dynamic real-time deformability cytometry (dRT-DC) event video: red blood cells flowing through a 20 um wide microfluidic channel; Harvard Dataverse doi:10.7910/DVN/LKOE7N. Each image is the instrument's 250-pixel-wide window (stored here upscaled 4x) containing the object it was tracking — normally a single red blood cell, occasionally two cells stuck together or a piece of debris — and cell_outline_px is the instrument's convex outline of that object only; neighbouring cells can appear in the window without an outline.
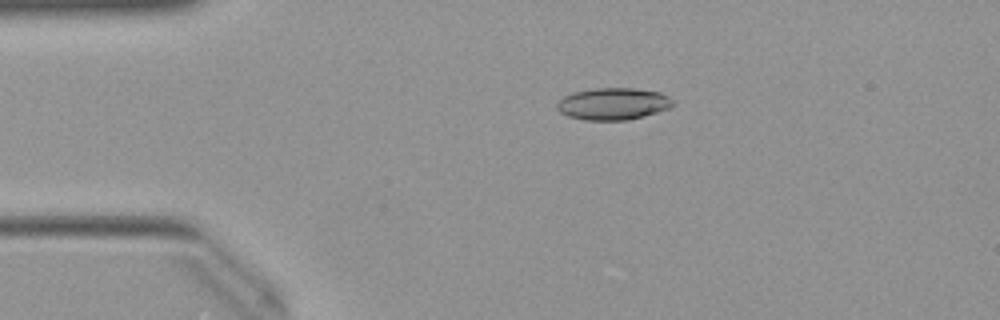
{"species": "Egyptian fruit bat (a non-hibernating species)", "species_latin": "Rousettus aegyptiacus", "temperature_condition": "warm", "stored_images_in_passage": 50, "camera_frame_rate_fps": 3000, "um_per_image_px": 0.085, "animal": {"sex": "female"}, "frame": {"image": 1, "passage_image": 10, "time_ms": 3.0, "image_size_px": [1000, 320], "cell_outline_px": [[676, 104], [668, 108], [656, 112], [628, 120], [584, 120], [568, 116], [560, 112], [556, 108], [556, 104], [564, 96], [572, 92], [596, 88], [636, 88], [660, 92], [668, 96]], "centroid_in_image_um": [52.1, 8.82], "position_along_channel_um": 32.9, "area_um2": 21.62}}
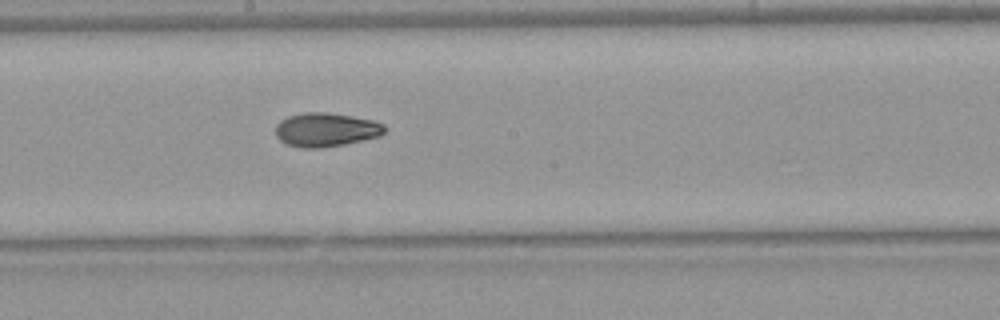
{"frame": {"image": 2, "passage_image": 27, "time_ms": 8.667, "image_size_px": [1000, 320], "cell_outline_px": [[384, 132], [380, 136], [344, 144], [320, 148], [304, 148], [288, 144], [280, 140], [276, 136], [276, 124], [280, 120], [288, 116], [304, 112], [324, 112], [352, 116], [372, 120], [384, 124]], "centroid_in_image_um": [27.68, 11.02], "position_along_channel_um": 220.5, "area_um2": 21.39}}
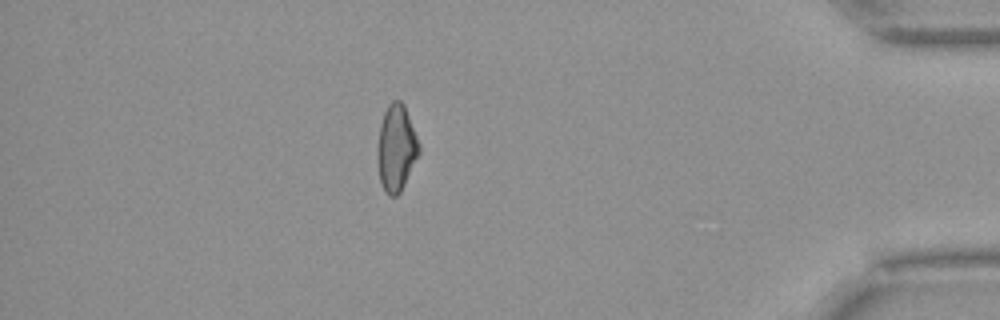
{"frame": {"image": 3, "passage_image": 44, "time_ms": 14.333, "image_size_px": [1000, 320], "cell_outline_px": [[420, 152], [400, 192], [396, 196], [388, 196], [384, 192], [380, 184], [376, 160], [376, 148], [380, 124], [384, 112], [388, 104], [392, 100], [400, 100], [404, 104], [420, 144]], "centroid_in_image_um": [33.65, 12.59], "position_along_channel_um": 401.5, "area_um2": 21.33}, "authors_computed_cell_mechanics": {"area_um2": 21.0681, "velocity_mm_per_s": 4.0252, "shape_relaxation_time_tau1_ms": null, "shape_relaxation_time_tau2_ms": 3.1358, "deformation_change_tau1": null, "deformation_change_tau2": 0.0844}}